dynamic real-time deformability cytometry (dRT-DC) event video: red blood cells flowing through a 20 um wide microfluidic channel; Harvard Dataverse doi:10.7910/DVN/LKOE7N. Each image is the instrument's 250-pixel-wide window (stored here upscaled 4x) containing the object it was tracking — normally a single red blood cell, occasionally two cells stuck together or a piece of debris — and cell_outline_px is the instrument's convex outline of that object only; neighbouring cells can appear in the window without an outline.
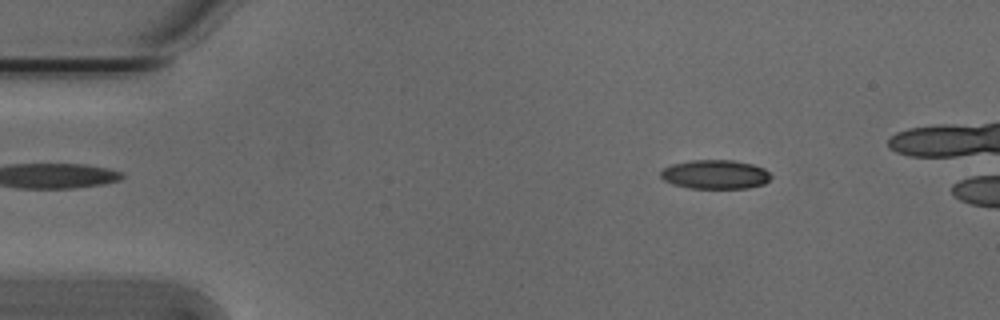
{"species": "Egyptian fruit bat (a non-hibernating species)", "species_latin": "Rousettus aegyptiacus", "temperature_condition": "cold", "stored_images_in_passage": 49, "camera_frame_rate_fps": 3000, "um_per_image_px": 0.085, "animal": {"sex": "male"}, "frame": {"image": 1, "passage_image": 8, "time_ms": 2.333, "image_size_px": [1000, 320], "cell_outline_px": [[772, 176], [764, 184], [748, 188], [692, 188], [672, 184], [664, 180], [660, 176], [660, 172], [664, 168], [672, 164], [692, 160], [732, 160], [752, 164], [764, 168]], "centroid_in_image_um": [60.79, 14.82], "position_along_channel_um": 24.2, "area_um2": 18.61}}
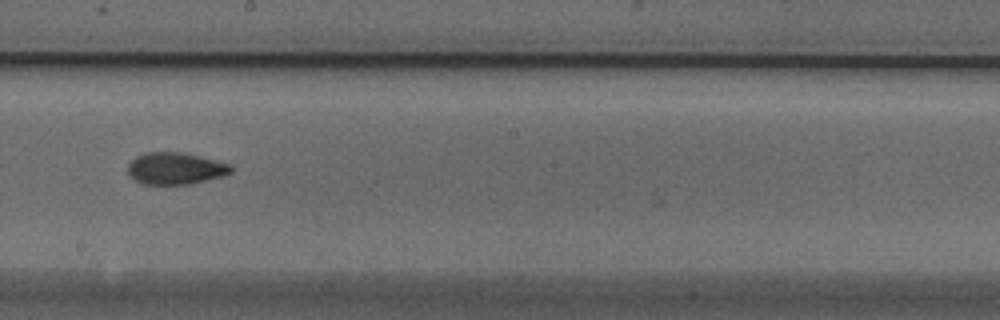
{"frame": {"image": 2, "passage_image": 30, "time_ms": 9.667, "image_size_px": [1000, 320], "cell_outline_px": [[232, 172], [224, 176], [188, 184], [140, 184], [128, 176], [128, 164], [136, 156], [148, 152], [180, 152], [232, 164]], "centroid_in_image_um": [14.89, 14.33], "position_along_channel_um": 233.3, "area_um2": 19.19}}
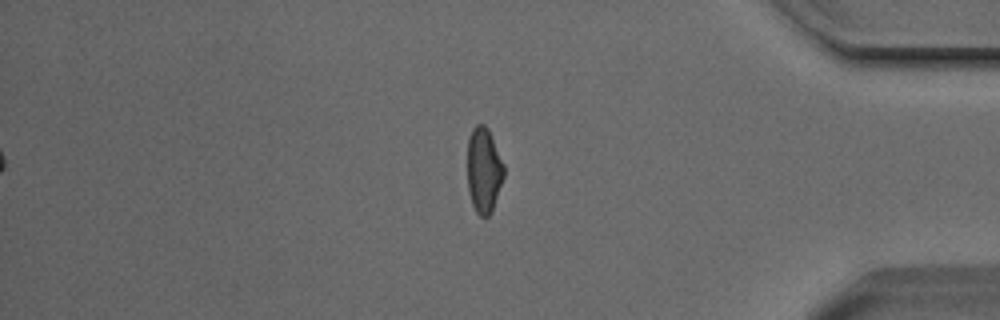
{"frame": {"image": 3, "passage_image": 45, "time_ms": 14.667, "image_size_px": [1000, 320], "cell_outline_px": [[504, 176], [492, 212], [488, 216], [480, 216], [476, 212], [472, 204], [468, 192], [468, 136], [472, 128], [476, 124], [484, 124], [488, 128], [504, 164]], "centroid_in_image_um": [41.12, 14.46], "position_along_channel_um": 394.1, "area_um2": 18.26}, "authors_computed_cell_mechanics": {"area_um2": 18.9584, "velocity_mm_per_s": 3.8178, "shape_relaxation_time_tau1_ms": 8.4508, "shape_relaxation_time_tau2_ms": 2.2237, "deformation_change_tau1": 0.2058, "deformation_change_tau2": 0.0776}}